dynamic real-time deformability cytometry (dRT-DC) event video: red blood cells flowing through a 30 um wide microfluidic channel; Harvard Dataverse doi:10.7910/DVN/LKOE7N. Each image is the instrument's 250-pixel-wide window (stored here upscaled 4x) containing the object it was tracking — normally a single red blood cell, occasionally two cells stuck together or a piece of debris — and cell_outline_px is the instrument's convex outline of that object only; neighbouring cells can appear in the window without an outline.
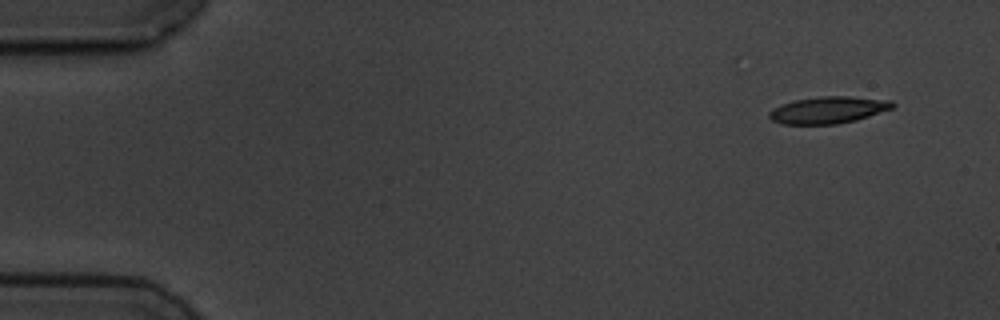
{"species": "common noctule bat (a hibernating species)", "species_latin": "Nyctalus noctula", "temperature_condition": "cold", "stored_images_in_passage": 10, "camera_frame_rate_fps": 3000, "um_per_image_px": 0.085, "animal": {"sex": "male", "body_mass_g": 19.5, "forearm_length_mm": 54.6}, "frame": {"image": 1, "passage_image": 1, "time_ms": 0.0, "image_size_px": [1000, 320], "cell_outline_px": [[896, 104], [892, 108], [856, 120], [836, 124], [780, 124], [772, 120], [768, 116], [768, 112], [772, 108], [796, 100], [820, 96], [848, 96], [892, 100]], "centroid_in_image_um": [70.39, 9.35], "position_along_channel_um": 14.6, "area_um2": 19.25}}
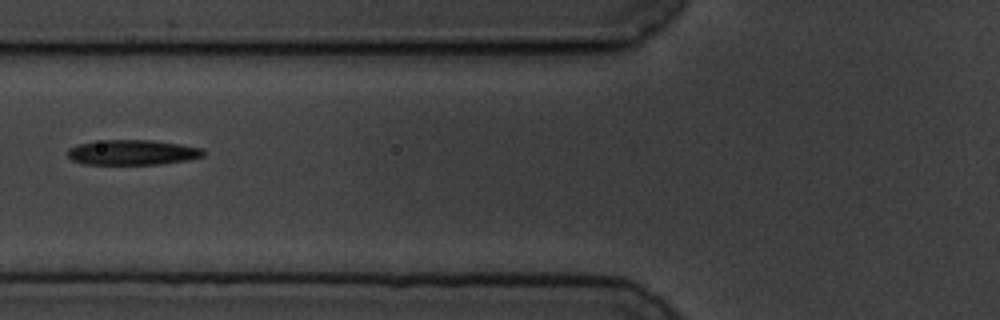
{"frame": {"image": 2, "passage_image": 6, "time_ms": 6.0, "image_size_px": [1000, 320], "cell_outline_px": [[204, 156], [188, 160], [160, 164], [84, 164], [72, 160], [68, 156], [68, 148], [76, 144], [104, 140], [152, 140], [180, 144], [200, 148], [204, 152]], "centroid_in_image_um": [11.24, 12.95], "position_along_channel_um": 114.6, "area_um2": 19.83}}
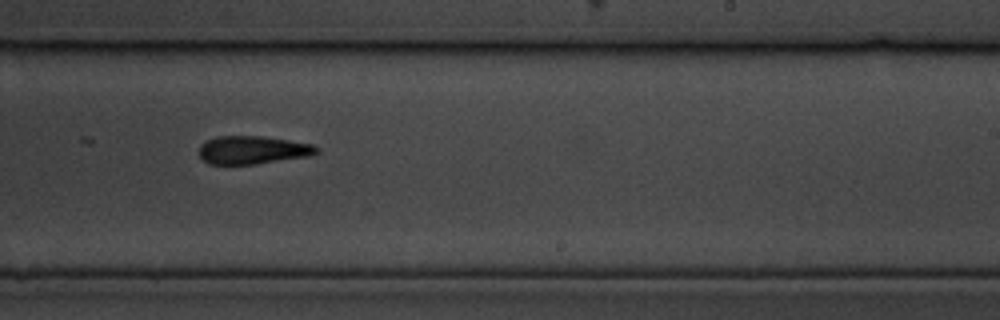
{"frame": {"image": 3, "passage_image": 10, "time_ms": 10.333, "image_size_px": [1000, 320], "cell_outline_px": [[320, 148], [316, 152], [308, 156], [256, 164], [208, 164], [200, 156], [200, 144], [216, 136], [264, 136], [312, 144]], "centroid_in_image_um": [21.46, 12.74], "position_along_channel_um": 267.5, "area_um2": 19.13}}